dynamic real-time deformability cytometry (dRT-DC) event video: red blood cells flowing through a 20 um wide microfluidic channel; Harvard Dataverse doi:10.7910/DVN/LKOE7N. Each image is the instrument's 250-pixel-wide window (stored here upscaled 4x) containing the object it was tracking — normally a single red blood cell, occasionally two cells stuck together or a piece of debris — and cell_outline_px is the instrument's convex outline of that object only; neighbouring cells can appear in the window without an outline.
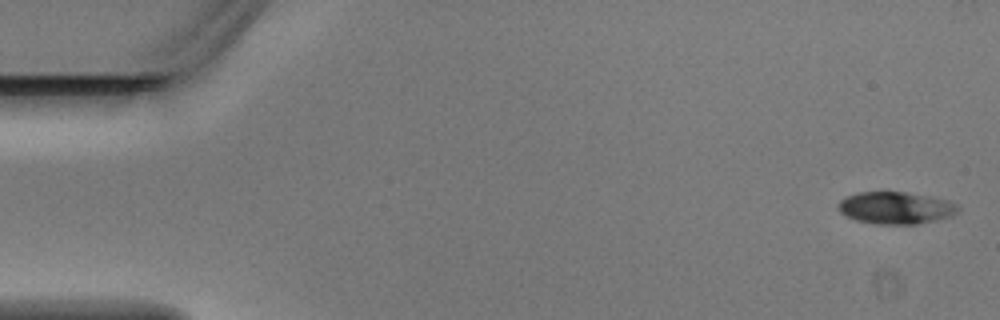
{"species": "Egyptian fruit bat (a non-hibernating species)", "species_latin": "Rousettus aegyptiacus", "temperature_condition": "warm", "stored_images_in_passage": 5, "camera_frame_rate_fps": 3000, "um_per_image_px": 0.085, "animal": {"sex": "male"}, "frame": {"image": 1, "passage_image": 1, "time_ms": 0.0, "image_size_px": [1000, 320], "cell_outline_px": [[960, 212], [952, 216], [916, 224], [876, 224], [856, 220], [840, 212], [836, 204], [844, 196], [860, 192], [908, 192], [932, 196], [948, 200], [960, 204]], "centroid_in_image_um": [76.18, 17.66], "position_along_channel_um": 8.8, "area_um2": 22.77}}
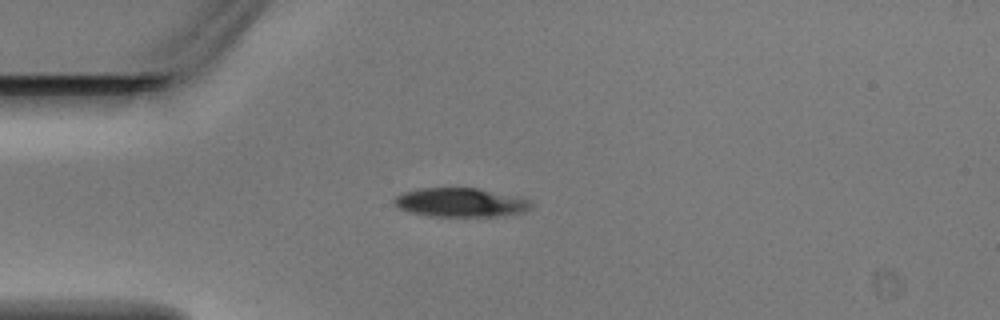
{"frame": {"image": 2, "passage_image": 4, "time_ms": 1.0, "image_size_px": [1000, 320], "cell_outline_px": [[536, 204], [532, 208], [524, 212], [496, 216], [428, 216], [412, 212], [400, 208], [392, 204], [392, 200], [396, 196], [404, 192], [416, 188], [480, 188], [524, 196], [532, 200]], "centroid_in_image_um": [39.25, 17.19], "position_along_channel_um": 45.8, "area_um2": 23.7}}